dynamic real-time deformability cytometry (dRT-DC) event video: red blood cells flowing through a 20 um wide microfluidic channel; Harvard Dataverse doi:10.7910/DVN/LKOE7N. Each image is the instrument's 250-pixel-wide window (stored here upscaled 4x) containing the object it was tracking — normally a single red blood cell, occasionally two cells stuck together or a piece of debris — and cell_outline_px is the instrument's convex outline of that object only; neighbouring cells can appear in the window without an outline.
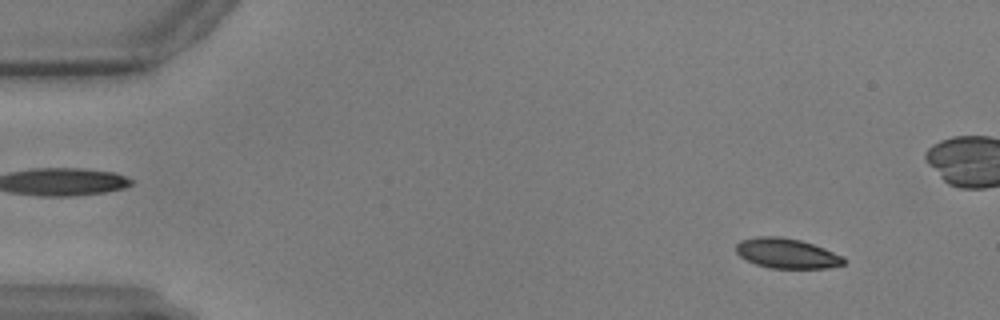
{"species": "common noctule bat (a hibernating species)", "species_latin": "Nyctalus noctula", "temperature_condition": "warm", "stored_images_in_passage": 10, "camera_frame_rate_fps": 3000, "um_per_image_px": 0.085, "animal": {"sex": "male", "body_mass_g": 17.9, "forearm_length_mm": 54.2}, "frame": {"image": 1, "passage_image": 6, "time_ms": 1.667, "image_size_px": [1000, 320], "cell_outline_px": [[848, 260], [844, 264], [828, 268], [768, 268], [756, 264], [740, 256], [736, 252], [736, 244], [740, 240], [756, 236], [780, 236], [800, 240], [824, 248], [844, 256]], "centroid_in_image_um": [66.89, 21.53], "position_along_channel_um": 18.1, "area_um2": 18.96}}